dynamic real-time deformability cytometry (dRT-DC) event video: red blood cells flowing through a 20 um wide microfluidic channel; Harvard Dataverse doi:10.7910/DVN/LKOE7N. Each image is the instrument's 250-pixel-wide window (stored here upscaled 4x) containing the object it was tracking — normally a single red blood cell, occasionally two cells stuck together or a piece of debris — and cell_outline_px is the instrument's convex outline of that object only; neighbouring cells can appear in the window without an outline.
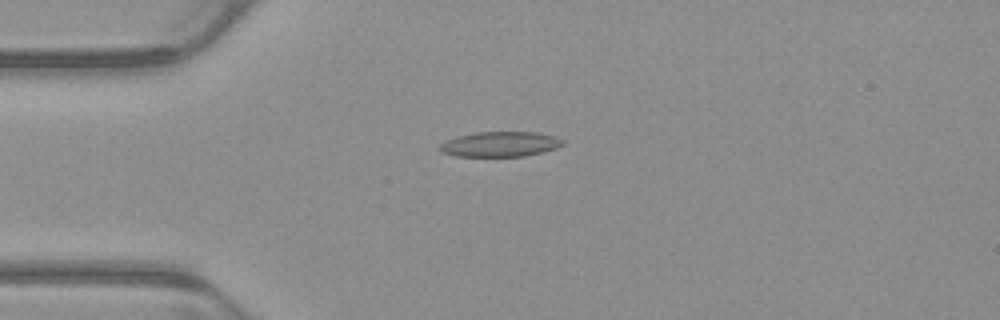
{"species": "common noctule bat (a hibernating species)", "species_latin": "Nyctalus noctula", "temperature_condition": "warm", "stored_images_in_passage": 6, "camera_frame_rate_fps": 3000, "um_per_image_px": 0.085, "animal": {"sex": "male", "body_mass_g": 23.1, "forearm_length_mm": 52.7}, "frame": {"image": 1, "passage_image": 6, "time_ms": 1.667, "image_size_px": [1000, 320], "cell_outline_px": [[564, 144], [556, 148], [524, 156], [456, 156], [440, 152], [436, 148], [440, 144], [448, 140], [460, 136], [476, 132], [536, 132], [556, 136], [564, 140]], "centroid_in_image_um": [42.51, 12.25], "position_along_channel_um": 42.5, "area_um2": 17.92}}